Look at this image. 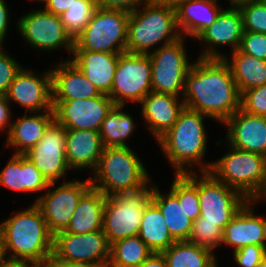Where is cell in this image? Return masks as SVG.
<instances>
[{"mask_svg": "<svg viewBox=\"0 0 266 267\" xmlns=\"http://www.w3.org/2000/svg\"><path fill=\"white\" fill-rule=\"evenodd\" d=\"M152 91L151 59L148 54L120 53L111 92L115 105L125 106L130 100L140 103Z\"/></svg>", "mask_w": 266, "mask_h": 267, "instance_id": "10", "label": "cell"}, {"mask_svg": "<svg viewBox=\"0 0 266 267\" xmlns=\"http://www.w3.org/2000/svg\"><path fill=\"white\" fill-rule=\"evenodd\" d=\"M6 1L0 0V46H2L5 36L7 35V28L9 22V9L5 3Z\"/></svg>", "mask_w": 266, "mask_h": 267, "instance_id": "45", "label": "cell"}, {"mask_svg": "<svg viewBox=\"0 0 266 267\" xmlns=\"http://www.w3.org/2000/svg\"><path fill=\"white\" fill-rule=\"evenodd\" d=\"M130 13L127 30V52L148 54L155 44L167 45L182 35L177 26L176 11L155 3H144ZM144 8V9H143ZM178 29V30H177Z\"/></svg>", "mask_w": 266, "mask_h": 267, "instance_id": "5", "label": "cell"}, {"mask_svg": "<svg viewBox=\"0 0 266 267\" xmlns=\"http://www.w3.org/2000/svg\"><path fill=\"white\" fill-rule=\"evenodd\" d=\"M266 198V180L264 183L260 186V188L257 190V192L250 198V202L253 204L258 202V200H263Z\"/></svg>", "mask_w": 266, "mask_h": 267, "instance_id": "51", "label": "cell"}, {"mask_svg": "<svg viewBox=\"0 0 266 267\" xmlns=\"http://www.w3.org/2000/svg\"><path fill=\"white\" fill-rule=\"evenodd\" d=\"M54 112H35V115H23L11 123L7 131V146L17 148L14 154H25L44 136L46 128L54 121Z\"/></svg>", "mask_w": 266, "mask_h": 267, "instance_id": "26", "label": "cell"}, {"mask_svg": "<svg viewBox=\"0 0 266 267\" xmlns=\"http://www.w3.org/2000/svg\"><path fill=\"white\" fill-rule=\"evenodd\" d=\"M138 236L157 253L168 249L176 242L168 231L159 207L152 200L144 208Z\"/></svg>", "mask_w": 266, "mask_h": 267, "instance_id": "31", "label": "cell"}, {"mask_svg": "<svg viewBox=\"0 0 266 267\" xmlns=\"http://www.w3.org/2000/svg\"><path fill=\"white\" fill-rule=\"evenodd\" d=\"M9 104L5 96H0V131L4 130L3 128H7V124L10 129L12 121H10L11 111Z\"/></svg>", "mask_w": 266, "mask_h": 267, "instance_id": "46", "label": "cell"}, {"mask_svg": "<svg viewBox=\"0 0 266 267\" xmlns=\"http://www.w3.org/2000/svg\"><path fill=\"white\" fill-rule=\"evenodd\" d=\"M151 200L159 207L172 238L175 241H188L193 221L187 216L178 198L171 191L163 195L153 185Z\"/></svg>", "mask_w": 266, "mask_h": 267, "instance_id": "29", "label": "cell"}, {"mask_svg": "<svg viewBox=\"0 0 266 267\" xmlns=\"http://www.w3.org/2000/svg\"><path fill=\"white\" fill-rule=\"evenodd\" d=\"M223 229L217 223L202 222L199 216L192 225L188 242L207 248L214 252L222 244Z\"/></svg>", "mask_w": 266, "mask_h": 267, "instance_id": "37", "label": "cell"}, {"mask_svg": "<svg viewBox=\"0 0 266 267\" xmlns=\"http://www.w3.org/2000/svg\"><path fill=\"white\" fill-rule=\"evenodd\" d=\"M0 239L4 258L12 252L6 259L32 267H39L53 253L54 236L35 203L0 224Z\"/></svg>", "mask_w": 266, "mask_h": 267, "instance_id": "2", "label": "cell"}, {"mask_svg": "<svg viewBox=\"0 0 266 267\" xmlns=\"http://www.w3.org/2000/svg\"><path fill=\"white\" fill-rule=\"evenodd\" d=\"M233 256L239 267H256L266 258V248L258 245H247L233 251Z\"/></svg>", "mask_w": 266, "mask_h": 267, "instance_id": "42", "label": "cell"}, {"mask_svg": "<svg viewBox=\"0 0 266 267\" xmlns=\"http://www.w3.org/2000/svg\"><path fill=\"white\" fill-rule=\"evenodd\" d=\"M114 105L105 94L86 100H53L54 119L65 129L99 131Z\"/></svg>", "mask_w": 266, "mask_h": 267, "instance_id": "15", "label": "cell"}, {"mask_svg": "<svg viewBox=\"0 0 266 267\" xmlns=\"http://www.w3.org/2000/svg\"><path fill=\"white\" fill-rule=\"evenodd\" d=\"M217 1L189 0L175 9L177 26L181 35H190L196 39L205 29L210 27L222 10L217 5Z\"/></svg>", "mask_w": 266, "mask_h": 267, "instance_id": "27", "label": "cell"}, {"mask_svg": "<svg viewBox=\"0 0 266 267\" xmlns=\"http://www.w3.org/2000/svg\"><path fill=\"white\" fill-rule=\"evenodd\" d=\"M107 196L91 187L78 202L65 232L83 234L103 230Z\"/></svg>", "mask_w": 266, "mask_h": 267, "instance_id": "28", "label": "cell"}, {"mask_svg": "<svg viewBox=\"0 0 266 267\" xmlns=\"http://www.w3.org/2000/svg\"><path fill=\"white\" fill-rule=\"evenodd\" d=\"M44 3L45 11L60 16L69 8L72 0H46Z\"/></svg>", "mask_w": 266, "mask_h": 267, "instance_id": "44", "label": "cell"}, {"mask_svg": "<svg viewBox=\"0 0 266 267\" xmlns=\"http://www.w3.org/2000/svg\"><path fill=\"white\" fill-rule=\"evenodd\" d=\"M238 50L266 61V34L244 31Z\"/></svg>", "mask_w": 266, "mask_h": 267, "instance_id": "40", "label": "cell"}, {"mask_svg": "<svg viewBox=\"0 0 266 267\" xmlns=\"http://www.w3.org/2000/svg\"><path fill=\"white\" fill-rule=\"evenodd\" d=\"M23 67L0 46V96H4Z\"/></svg>", "mask_w": 266, "mask_h": 267, "instance_id": "41", "label": "cell"}, {"mask_svg": "<svg viewBox=\"0 0 266 267\" xmlns=\"http://www.w3.org/2000/svg\"><path fill=\"white\" fill-rule=\"evenodd\" d=\"M39 267H84L76 265L75 263L67 262L59 259L53 253L47 256Z\"/></svg>", "mask_w": 266, "mask_h": 267, "instance_id": "47", "label": "cell"}, {"mask_svg": "<svg viewBox=\"0 0 266 267\" xmlns=\"http://www.w3.org/2000/svg\"><path fill=\"white\" fill-rule=\"evenodd\" d=\"M73 62L101 94L109 95L120 53L73 50Z\"/></svg>", "mask_w": 266, "mask_h": 267, "instance_id": "22", "label": "cell"}, {"mask_svg": "<svg viewBox=\"0 0 266 267\" xmlns=\"http://www.w3.org/2000/svg\"><path fill=\"white\" fill-rule=\"evenodd\" d=\"M231 54V63L226 55L222 59L229 66L240 94L266 84V61L238 49Z\"/></svg>", "mask_w": 266, "mask_h": 267, "instance_id": "30", "label": "cell"}, {"mask_svg": "<svg viewBox=\"0 0 266 267\" xmlns=\"http://www.w3.org/2000/svg\"><path fill=\"white\" fill-rule=\"evenodd\" d=\"M229 148L227 154L212 163L209 172L250 200L266 180V157L232 146Z\"/></svg>", "mask_w": 266, "mask_h": 267, "instance_id": "7", "label": "cell"}, {"mask_svg": "<svg viewBox=\"0 0 266 267\" xmlns=\"http://www.w3.org/2000/svg\"><path fill=\"white\" fill-rule=\"evenodd\" d=\"M65 148V128L54 120L46 128L38 144L23 155L40 170L49 183H56L70 169L66 161Z\"/></svg>", "mask_w": 266, "mask_h": 267, "instance_id": "16", "label": "cell"}, {"mask_svg": "<svg viewBox=\"0 0 266 267\" xmlns=\"http://www.w3.org/2000/svg\"><path fill=\"white\" fill-rule=\"evenodd\" d=\"M186 108L222 124L241 108V94L223 59H200L187 73L183 89Z\"/></svg>", "mask_w": 266, "mask_h": 267, "instance_id": "1", "label": "cell"}, {"mask_svg": "<svg viewBox=\"0 0 266 267\" xmlns=\"http://www.w3.org/2000/svg\"><path fill=\"white\" fill-rule=\"evenodd\" d=\"M250 1L252 0H229V2H231V5L235 7H238L240 4Z\"/></svg>", "mask_w": 266, "mask_h": 267, "instance_id": "52", "label": "cell"}, {"mask_svg": "<svg viewBox=\"0 0 266 267\" xmlns=\"http://www.w3.org/2000/svg\"><path fill=\"white\" fill-rule=\"evenodd\" d=\"M90 178L92 187L109 197L146 187L151 181L137 154L125 147H105Z\"/></svg>", "mask_w": 266, "mask_h": 267, "instance_id": "4", "label": "cell"}, {"mask_svg": "<svg viewBox=\"0 0 266 267\" xmlns=\"http://www.w3.org/2000/svg\"><path fill=\"white\" fill-rule=\"evenodd\" d=\"M138 267H167V262L162 253L153 252Z\"/></svg>", "mask_w": 266, "mask_h": 267, "instance_id": "48", "label": "cell"}, {"mask_svg": "<svg viewBox=\"0 0 266 267\" xmlns=\"http://www.w3.org/2000/svg\"><path fill=\"white\" fill-rule=\"evenodd\" d=\"M4 96L9 103L16 102L32 113L54 112L51 69L39 76L23 67Z\"/></svg>", "mask_w": 266, "mask_h": 267, "instance_id": "17", "label": "cell"}, {"mask_svg": "<svg viewBox=\"0 0 266 267\" xmlns=\"http://www.w3.org/2000/svg\"><path fill=\"white\" fill-rule=\"evenodd\" d=\"M153 251L137 235L110 244V258L107 267H138Z\"/></svg>", "mask_w": 266, "mask_h": 267, "instance_id": "34", "label": "cell"}, {"mask_svg": "<svg viewBox=\"0 0 266 267\" xmlns=\"http://www.w3.org/2000/svg\"><path fill=\"white\" fill-rule=\"evenodd\" d=\"M199 176L198 197L202 222L217 223L224 230L249 200L239 191L218 181L210 172H202Z\"/></svg>", "mask_w": 266, "mask_h": 267, "instance_id": "11", "label": "cell"}, {"mask_svg": "<svg viewBox=\"0 0 266 267\" xmlns=\"http://www.w3.org/2000/svg\"><path fill=\"white\" fill-rule=\"evenodd\" d=\"M124 106L114 105L101 123L99 133L103 147H125L126 139L135 129L133 118L121 110Z\"/></svg>", "mask_w": 266, "mask_h": 267, "instance_id": "33", "label": "cell"}, {"mask_svg": "<svg viewBox=\"0 0 266 267\" xmlns=\"http://www.w3.org/2000/svg\"><path fill=\"white\" fill-rule=\"evenodd\" d=\"M4 259L3 256V251H2V244H1V239H0V262Z\"/></svg>", "mask_w": 266, "mask_h": 267, "instance_id": "53", "label": "cell"}, {"mask_svg": "<svg viewBox=\"0 0 266 267\" xmlns=\"http://www.w3.org/2000/svg\"><path fill=\"white\" fill-rule=\"evenodd\" d=\"M96 8L97 4L92 0H72L69 8L60 15L73 39L87 26Z\"/></svg>", "mask_w": 266, "mask_h": 267, "instance_id": "36", "label": "cell"}, {"mask_svg": "<svg viewBox=\"0 0 266 267\" xmlns=\"http://www.w3.org/2000/svg\"><path fill=\"white\" fill-rule=\"evenodd\" d=\"M151 0H100L97 7L103 9L124 10L129 13L136 10L141 4Z\"/></svg>", "mask_w": 266, "mask_h": 267, "instance_id": "43", "label": "cell"}, {"mask_svg": "<svg viewBox=\"0 0 266 267\" xmlns=\"http://www.w3.org/2000/svg\"><path fill=\"white\" fill-rule=\"evenodd\" d=\"M53 254L84 267H107L110 244L103 230L83 234L62 231L54 236Z\"/></svg>", "mask_w": 266, "mask_h": 267, "instance_id": "12", "label": "cell"}, {"mask_svg": "<svg viewBox=\"0 0 266 267\" xmlns=\"http://www.w3.org/2000/svg\"><path fill=\"white\" fill-rule=\"evenodd\" d=\"M243 16L244 31L266 34V4L259 0L238 6Z\"/></svg>", "mask_w": 266, "mask_h": 267, "instance_id": "38", "label": "cell"}, {"mask_svg": "<svg viewBox=\"0 0 266 267\" xmlns=\"http://www.w3.org/2000/svg\"><path fill=\"white\" fill-rule=\"evenodd\" d=\"M153 1L159 5L177 9L181 4L189 0H153Z\"/></svg>", "mask_w": 266, "mask_h": 267, "instance_id": "50", "label": "cell"}, {"mask_svg": "<svg viewBox=\"0 0 266 267\" xmlns=\"http://www.w3.org/2000/svg\"><path fill=\"white\" fill-rule=\"evenodd\" d=\"M49 182L24 155L13 154L0 172V185L17 192L48 190Z\"/></svg>", "mask_w": 266, "mask_h": 267, "instance_id": "25", "label": "cell"}, {"mask_svg": "<svg viewBox=\"0 0 266 267\" xmlns=\"http://www.w3.org/2000/svg\"><path fill=\"white\" fill-rule=\"evenodd\" d=\"M256 267H266V258L261 263H259Z\"/></svg>", "mask_w": 266, "mask_h": 267, "instance_id": "54", "label": "cell"}, {"mask_svg": "<svg viewBox=\"0 0 266 267\" xmlns=\"http://www.w3.org/2000/svg\"><path fill=\"white\" fill-rule=\"evenodd\" d=\"M65 131V156L70 170L81 168L95 170L104 149L99 131L78 129H65Z\"/></svg>", "mask_w": 266, "mask_h": 267, "instance_id": "23", "label": "cell"}, {"mask_svg": "<svg viewBox=\"0 0 266 267\" xmlns=\"http://www.w3.org/2000/svg\"><path fill=\"white\" fill-rule=\"evenodd\" d=\"M223 124L228 126L226 140L229 146L266 157V117L249 114L240 108Z\"/></svg>", "mask_w": 266, "mask_h": 267, "instance_id": "19", "label": "cell"}, {"mask_svg": "<svg viewBox=\"0 0 266 267\" xmlns=\"http://www.w3.org/2000/svg\"><path fill=\"white\" fill-rule=\"evenodd\" d=\"M18 31L30 46L52 51L64 47L73 53L74 39L67 32L60 16L44 9L31 11L17 22Z\"/></svg>", "mask_w": 266, "mask_h": 267, "instance_id": "14", "label": "cell"}, {"mask_svg": "<svg viewBox=\"0 0 266 267\" xmlns=\"http://www.w3.org/2000/svg\"><path fill=\"white\" fill-rule=\"evenodd\" d=\"M0 267H32L30 264L21 262V261H16V260H10L4 258L0 262Z\"/></svg>", "mask_w": 266, "mask_h": 267, "instance_id": "49", "label": "cell"}, {"mask_svg": "<svg viewBox=\"0 0 266 267\" xmlns=\"http://www.w3.org/2000/svg\"><path fill=\"white\" fill-rule=\"evenodd\" d=\"M36 1H39V2H45L46 0H36Z\"/></svg>", "mask_w": 266, "mask_h": 267, "instance_id": "57", "label": "cell"}, {"mask_svg": "<svg viewBox=\"0 0 266 267\" xmlns=\"http://www.w3.org/2000/svg\"><path fill=\"white\" fill-rule=\"evenodd\" d=\"M55 182L48 186V192L36 199L50 233L55 236L65 231L82 196L92 187L90 178L85 181H64L53 189ZM51 189H53L51 191Z\"/></svg>", "mask_w": 266, "mask_h": 267, "instance_id": "13", "label": "cell"}, {"mask_svg": "<svg viewBox=\"0 0 266 267\" xmlns=\"http://www.w3.org/2000/svg\"><path fill=\"white\" fill-rule=\"evenodd\" d=\"M183 36L149 52L152 91L180 97L184 81L193 63L188 62Z\"/></svg>", "mask_w": 266, "mask_h": 267, "instance_id": "9", "label": "cell"}, {"mask_svg": "<svg viewBox=\"0 0 266 267\" xmlns=\"http://www.w3.org/2000/svg\"><path fill=\"white\" fill-rule=\"evenodd\" d=\"M251 205L248 201L223 230L222 244L232 246L233 251L247 245L266 248V219L256 215Z\"/></svg>", "mask_w": 266, "mask_h": 267, "instance_id": "20", "label": "cell"}, {"mask_svg": "<svg viewBox=\"0 0 266 267\" xmlns=\"http://www.w3.org/2000/svg\"><path fill=\"white\" fill-rule=\"evenodd\" d=\"M197 171L185 174H176L171 185V192L178 198L179 203L187 216L194 222L200 216L198 197V175Z\"/></svg>", "mask_w": 266, "mask_h": 267, "instance_id": "35", "label": "cell"}, {"mask_svg": "<svg viewBox=\"0 0 266 267\" xmlns=\"http://www.w3.org/2000/svg\"><path fill=\"white\" fill-rule=\"evenodd\" d=\"M141 113L155 139L162 137L177 121L184 101L171 94L151 91L140 102Z\"/></svg>", "mask_w": 266, "mask_h": 267, "instance_id": "21", "label": "cell"}, {"mask_svg": "<svg viewBox=\"0 0 266 267\" xmlns=\"http://www.w3.org/2000/svg\"><path fill=\"white\" fill-rule=\"evenodd\" d=\"M153 186L131 192H118L107 197L103 232L109 244L138 235L145 206L151 200Z\"/></svg>", "mask_w": 266, "mask_h": 267, "instance_id": "8", "label": "cell"}, {"mask_svg": "<svg viewBox=\"0 0 266 267\" xmlns=\"http://www.w3.org/2000/svg\"><path fill=\"white\" fill-rule=\"evenodd\" d=\"M243 33L244 24L240 9L235 6L222 9L211 26L195 39L208 44L199 58L222 59L224 55L215 49V45H229L233 50L231 52H234L239 48Z\"/></svg>", "mask_w": 266, "mask_h": 267, "instance_id": "18", "label": "cell"}, {"mask_svg": "<svg viewBox=\"0 0 266 267\" xmlns=\"http://www.w3.org/2000/svg\"><path fill=\"white\" fill-rule=\"evenodd\" d=\"M205 116L184 107L173 127L157 140L176 174L193 172L192 164H200V172L210 171L212 162L207 165L202 162L207 148L204 118L208 116Z\"/></svg>", "mask_w": 266, "mask_h": 267, "instance_id": "3", "label": "cell"}, {"mask_svg": "<svg viewBox=\"0 0 266 267\" xmlns=\"http://www.w3.org/2000/svg\"><path fill=\"white\" fill-rule=\"evenodd\" d=\"M241 109L249 114L266 117V84L241 94Z\"/></svg>", "mask_w": 266, "mask_h": 267, "instance_id": "39", "label": "cell"}, {"mask_svg": "<svg viewBox=\"0 0 266 267\" xmlns=\"http://www.w3.org/2000/svg\"><path fill=\"white\" fill-rule=\"evenodd\" d=\"M51 71L53 100H86L101 95L83 72L70 60L60 63Z\"/></svg>", "mask_w": 266, "mask_h": 267, "instance_id": "24", "label": "cell"}, {"mask_svg": "<svg viewBox=\"0 0 266 267\" xmlns=\"http://www.w3.org/2000/svg\"><path fill=\"white\" fill-rule=\"evenodd\" d=\"M92 1H94L96 4H98L100 0H92Z\"/></svg>", "mask_w": 266, "mask_h": 267, "instance_id": "55", "label": "cell"}, {"mask_svg": "<svg viewBox=\"0 0 266 267\" xmlns=\"http://www.w3.org/2000/svg\"><path fill=\"white\" fill-rule=\"evenodd\" d=\"M166 259L167 267H215L216 257L207 248L188 241H176L161 252Z\"/></svg>", "mask_w": 266, "mask_h": 267, "instance_id": "32", "label": "cell"}, {"mask_svg": "<svg viewBox=\"0 0 266 267\" xmlns=\"http://www.w3.org/2000/svg\"><path fill=\"white\" fill-rule=\"evenodd\" d=\"M129 16L124 10L97 7L87 26L74 38L73 50L126 52Z\"/></svg>", "mask_w": 266, "mask_h": 267, "instance_id": "6", "label": "cell"}, {"mask_svg": "<svg viewBox=\"0 0 266 267\" xmlns=\"http://www.w3.org/2000/svg\"><path fill=\"white\" fill-rule=\"evenodd\" d=\"M259 1H261L262 3H265L266 4V0H259Z\"/></svg>", "mask_w": 266, "mask_h": 267, "instance_id": "56", "label": "cell"}]
</instances>
